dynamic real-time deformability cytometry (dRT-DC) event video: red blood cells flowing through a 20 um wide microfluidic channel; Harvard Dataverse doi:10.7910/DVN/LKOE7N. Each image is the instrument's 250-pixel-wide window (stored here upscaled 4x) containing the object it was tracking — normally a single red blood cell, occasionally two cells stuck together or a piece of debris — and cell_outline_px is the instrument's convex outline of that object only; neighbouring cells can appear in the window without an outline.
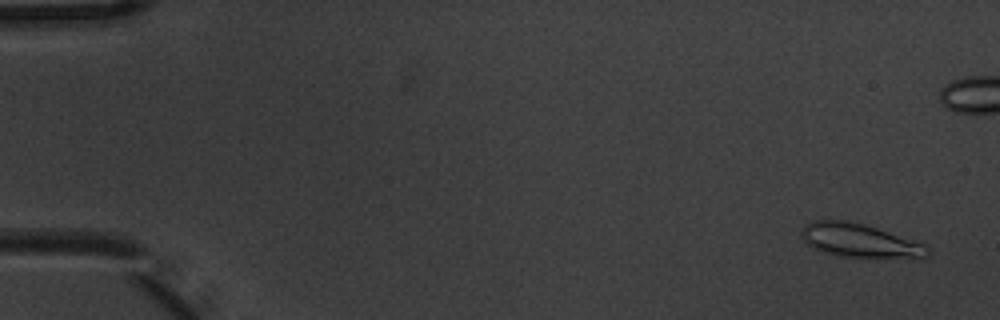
{"species": "common noctule bat (a hibernating species)", "species_latin": "Nyctalus noctula", "temperature_condition": "warm", "stored_images_in_passage": 17, "camera_frame_rate_fps": 3000, "um_per_image_px": 0.085, "animal": {"sex": "male", "body_mass_g": 20.1, "forearm_length_mm": 53.5}, "frame": {"image": 1, "passage_image": 1, "time_ms": 0.0, "image_size_px": [1000, 320], "cell_outline_px": [[928, 252], [924, 256], [836, 256], [812, 248], [800, 236], [800, 232], [804, 224], [812, 220], [848, 220], [864, 224], [928, 244]], "centroid_in_image_um": [72.96, 20.4], "position_along_channel_um": 12.0, "area_um2": 24.28}}
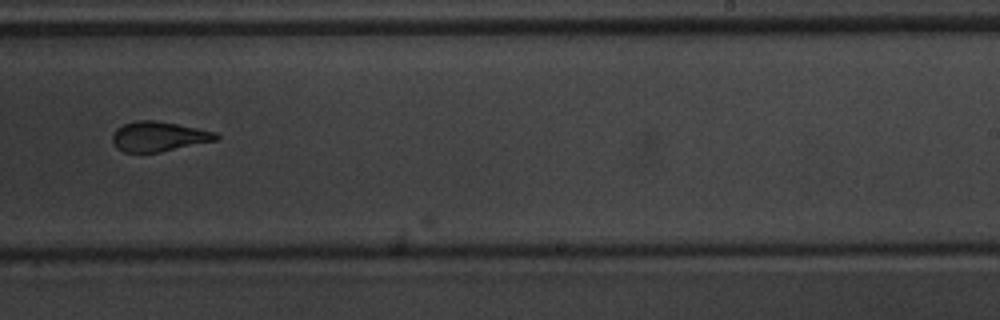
{"frame": {"image": 2, "passage_image": 11, "time_ms": 3.333, "image_size_px": [1000, 320], "cell_outline_px": [[220, 140], [160, 152], [124, 152], [116, 148], [112, 140], [112, 136], [116, 128], [124, 124], [136, 120], [156, 120], [216, 132], [220, 136]], "centroid_in_image_um": [13.51, 11.61], "position_along_channel_um": 275.5, "area_um2": 18.15}}
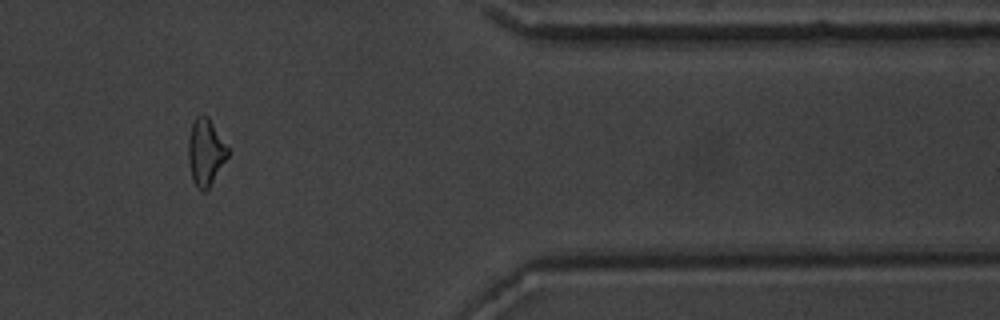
{"frame": {"image": 3, "passage_image": 16, "time_ms": 5.0, "image_size_px": [1000, 320], "cell_outline_px": [[228, 156], [208, 188], [204, 192], [200, 192], [192, 180], [188, 160], [188, 140], [192, 124], [196, 116], [208, 116], [228, 148]], "centroid_in_image_um": [17.45, 12.95], "position_along_channel_um": 393.9, "area_um2": 15.14}}